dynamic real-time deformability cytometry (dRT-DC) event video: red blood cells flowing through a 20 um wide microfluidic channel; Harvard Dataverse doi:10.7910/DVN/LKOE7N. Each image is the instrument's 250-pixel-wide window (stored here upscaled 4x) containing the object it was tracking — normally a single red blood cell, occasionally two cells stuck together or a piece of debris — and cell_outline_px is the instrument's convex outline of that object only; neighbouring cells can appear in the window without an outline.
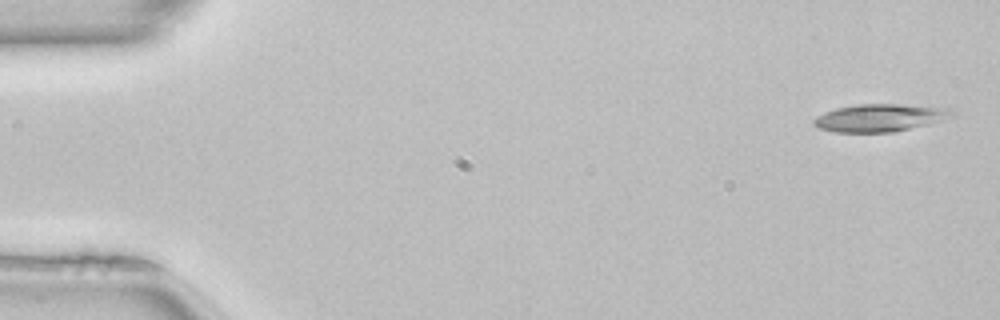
{"species": "common noctule bat (a hibernating species)", "species_latin": "Nyctalus noctula", "temperature_condition": "room temperature", "stored_images_in_passage": 49, "camera_frame_rate_fps": 3000, "um_per_image_px": 0.085, "animal": {"sex": "female", "body_mass_g": 22.7, "forearm_length_mm": 54.2}, "frame": {"image": 1, "passage_image": 1, "time_ms": 0.0, "image_size_px": [1000, 320], "cell_outline_px": [[956, 112], [940, 120], [928, 124], [892, 132], [836, 132], [820, 128], [812, 124], [812, 120], [816, 116], [824, 112], [836, 108], [856, 104], [900, 104], [944, 108]], "centroid_in_image_um": [74.69, 10.01], "position_along_channel_um": 10.3, "area_um2": 21.85}}
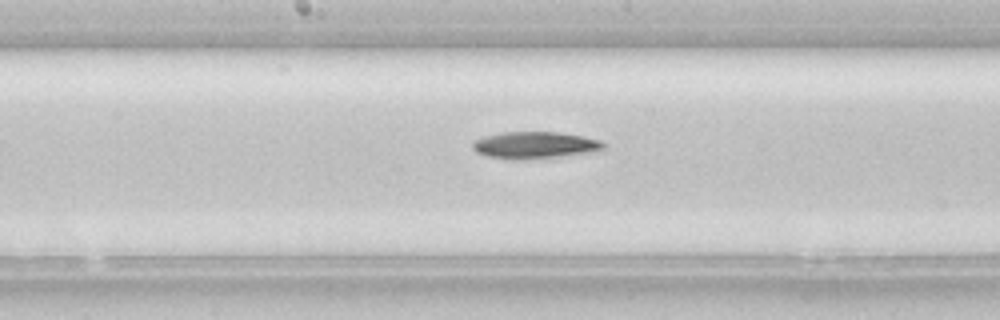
{"frame": {"image": 2, "passage_image": 25, "time_ms": 8.0, "image_size_px": [1000, 320], "cell_outline_px": [[604, 148], [584, 152], [556, 156], [516, 160], [488, 156], [476, 152], [472, 148], [472, 140], [484, 136], [504, 132], [560, 132], [584, 136], [600, 140], [604, 144]], "centroid_in_image_um": [45.37, 12.31], "position_along_channel_um": 202.8, "area_um2": 20.11}}
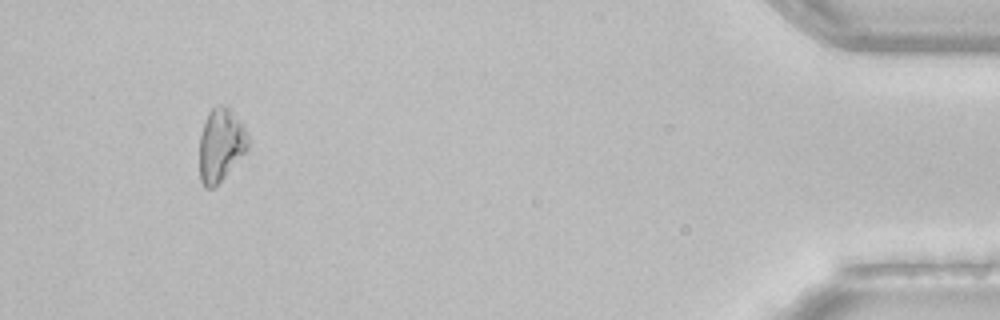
{"frame": {"image": 3, "passage_image": 46, "time_ms": 15.0, "image_size_px": [1000, 320], "cell_outline_px": [[248, 148], [224, 176], [212, 188], [204, 188], [200, 180], [200, 136], [204, 120], [208, 112], [216, 104], [228, 104], [244, 128], [248, 136]], "centroid_in_image_um": [18.74, 12.25], "position_along_channel_um": 416.5, "area_um2": 20.52}}